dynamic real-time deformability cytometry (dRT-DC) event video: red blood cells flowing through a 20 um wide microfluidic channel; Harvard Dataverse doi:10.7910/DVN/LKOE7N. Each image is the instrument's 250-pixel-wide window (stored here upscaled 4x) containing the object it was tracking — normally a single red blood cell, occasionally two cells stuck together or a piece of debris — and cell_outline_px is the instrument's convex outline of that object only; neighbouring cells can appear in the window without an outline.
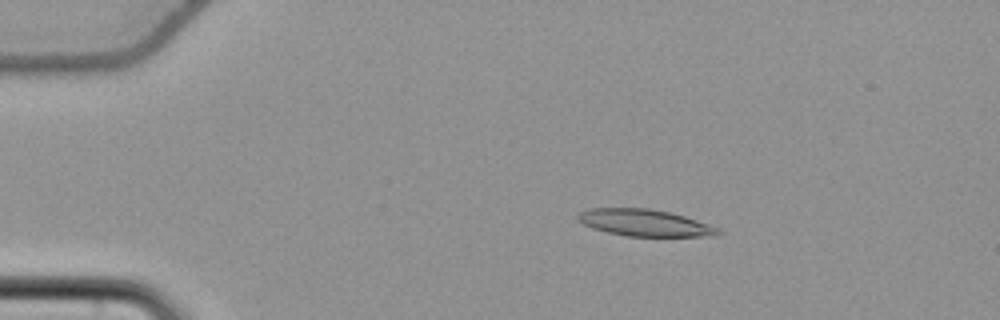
{"species": "common noctule bat (a hibernating species)", "species_latin": "Nyctalus noctula", "temperature_condition": "cold", "stored_images_in_passage": 57, "camera_frame_rate_fps": 3000, "um_per_image_px": 0.085, "animal": {"sex": "female", "body_mass_g": 22.7, "forearm_length_mm": 54.2}, "frame": {"image": 1, "passage_image": 12, "time_ms": 3.667, "image_size_px": [1000, 320], "cell_outline_px": [[724, 232], [712, 236], [628, 236], [608, 232], [592, 228], [576, 220], [576, 216], [580, 212], [588, 208], [648, 208], [672, 212], [720, 228]], "centroid_in_image_um": [54.79, 18.93], "position_along_channel_um": 30.2, "area_um2": 21.96}}
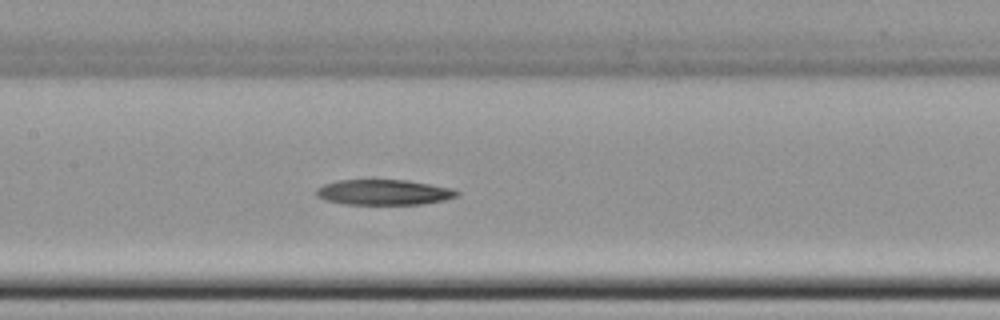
{"frame": {"image": 2, "passage_image": 29, "time_ms": 9.333, "image_size_px": [1000, 320], "cell_outline_px": [[460, 192], [456, 196], [444, 200], [424, 204], [344, 204], [324, 200], [316, 196], [316, 188], [324, 184], [336, 180], [408, 180], [452, 188]], "centroid_in_image_um": [32.59, 16.34], "position_along_channel_um": 174.8, "area_um2": 20.87}}
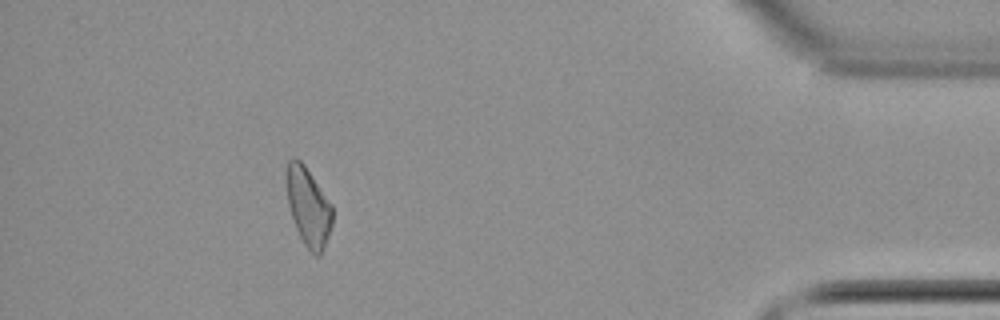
{"frame": {"image": 3, "passage_image": 52, "time_ms": 17.0, "image_size_px": [1000, 320], "cell_outline_px": [[332, 224], [324, 248], [320, 256], [316, 256], [304, 244], [296, 228], [288, 204], [284, 180], [288, 160], [292, 156], [296, 156], [304, 164], [332, 204]], "centroid_in_image_um": [26.18, 17.51], "position_along_channel_um": 409.0, "area_um2": 21.21}}